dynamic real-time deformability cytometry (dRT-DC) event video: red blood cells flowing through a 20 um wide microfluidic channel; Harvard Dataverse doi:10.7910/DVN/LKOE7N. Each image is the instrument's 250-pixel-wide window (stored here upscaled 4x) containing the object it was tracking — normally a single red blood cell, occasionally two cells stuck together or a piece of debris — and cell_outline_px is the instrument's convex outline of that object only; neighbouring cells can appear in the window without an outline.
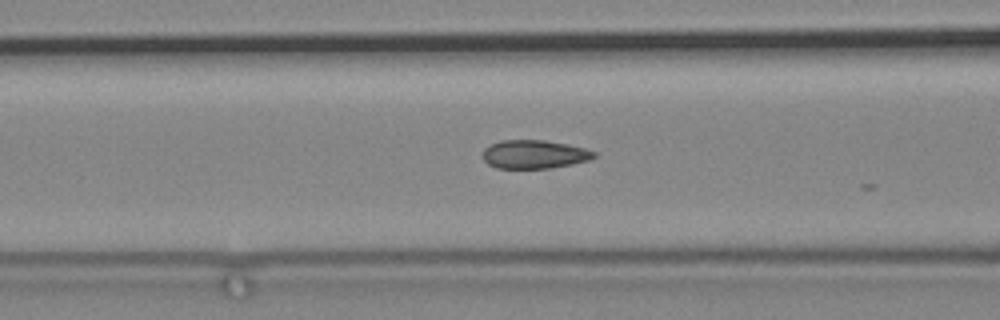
{"species": "common noctule bat (a hibernating species)", "species_latin": "Nyctalus noctula", "temperature_condition": "cold", "stored_images_in_passage": 10, "camera_frame_rate_fps": 3000, "um_per_image_px": 0.085, "animal": {"sex": "male", "body_mass_g": 19.2, "forearm_length_mm": 51.8}, "frame": {"image": 1, "passage_image": 6, "time_ms": 1.667, "image_size_px": [1000, 320], "cell_outline_px": [[596, 156], [588, 160], [572, 164], [548, 168], [496, 168], [488, 164], [484, 160], [484, 148], [500, 140], [544, 140], [568, 144], [584, 148], [596, 152]], "centroid_in_image_um": [45.42, 13.11], "position_along_channel_um": 121.2, "area_um2": 18.38}}
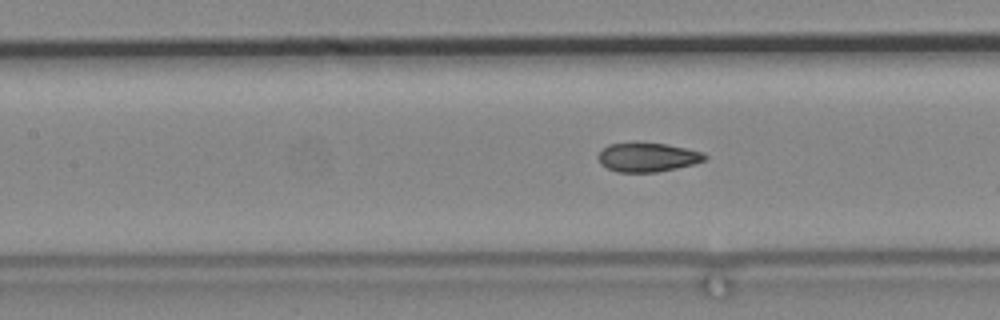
{"frame": {"image": 2, "passage_image": 9, "time_ms": 2.667, "image_size_px": [1000, 320], "cell_outline_px": [[708, 156], [704, 160], [696, 164], [656, 172], [620, 172], [608, 168], [600, 164], [596, 156], [608, 144], [632, 140], [668, 144], [704, 152]], "centroid_in_image_um": [55.02, 13.32], "position_along_channel_um": 152.4, "area_um2": 18.67}}